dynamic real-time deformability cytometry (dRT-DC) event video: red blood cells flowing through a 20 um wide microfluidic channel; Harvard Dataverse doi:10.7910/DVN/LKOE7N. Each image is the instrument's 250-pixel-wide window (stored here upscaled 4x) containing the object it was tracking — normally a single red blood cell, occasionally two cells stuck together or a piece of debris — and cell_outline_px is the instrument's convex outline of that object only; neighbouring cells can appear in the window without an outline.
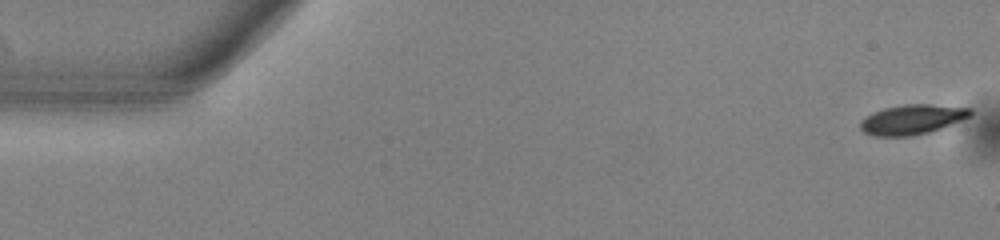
{"species": "common noctule bat (a hibernating species)", "species_latin": "Nyctalus noctula", "temperature_condition": "warm", "stored_images_in_passage": 52, "camera_frame_rate_fps": 3000, "um_per_image_px": 0.085, "animal": {"sex": "male", "body_mass_g": 13.0, "forearm_length_mm": 53.1}, "frame": {"image": 1, "passage_image": 1, "time_ms": 0.0, "image_size_px": [1000, 240], "cell_outline_px": [[972, 112], [968, 116], [960, 120], [940, 128], [928, 132], [908, 136], [876, 136], [864, 132], [860, 128], [860, 120], [872, 112], [884, 108], [904, 104], [932, 104], [972, 108]], "centroid_in_image_um": [77.48, 10.14], "position_along_channel_um": 7.5, "area_um2": 18.9}}
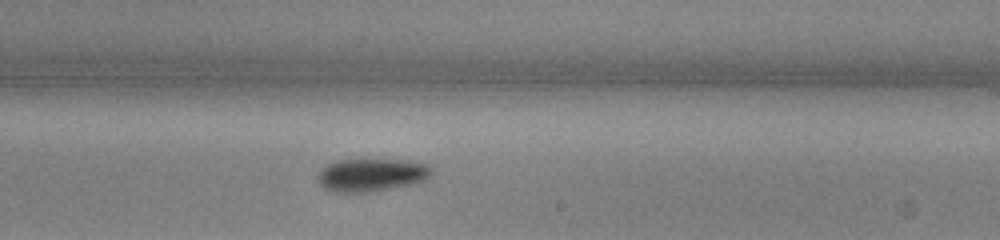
{"frame": {"image": 2, "passage_image": 31, "time_ms": 10.0, "image_size_px": [1000, 240], "cell_outline_px": [[432, 172], [428, 180], [412, 184], [376, 192], [336, 192], [324, 188], [320, 184], [316, 176], [328, 164], [340, 160], [416, 160], [428, 164], [432, 168]], "centroid_in_image_um": [31.65, 14.88], "position_along_channel_um": 257.3, "area_um2": 22.08}}
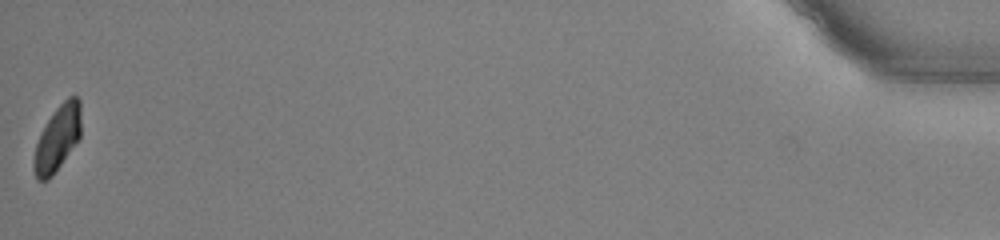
{"frame": {"image": 3, "passage_image": 52, "time_ms": 17.0, "image_size_px": [1000, 240], "cell_outline_px": [[80, 136], [52, 176], [48, 180], [36, 180], [32, 168], [32, 160], [36, 144], [40, 132], [56, 108], [68, 96], [76, 96], [80, 100]], "centroid_in_image_um": [4.84, 11.77], "position_along_channel_um": 430.4, "area_um2": 17.86}, "authors_computed_cell_mechanics": {"area_um2": 20.4323, "velocity_mm_per_s": 3.9438, "shape_relaxation_time_tau1_ms": 2.4095, "shape_relaxation_time_tau2_ms": null, "deformation_change_tau1": 0.1054, "deformation_change_tau2": null}}